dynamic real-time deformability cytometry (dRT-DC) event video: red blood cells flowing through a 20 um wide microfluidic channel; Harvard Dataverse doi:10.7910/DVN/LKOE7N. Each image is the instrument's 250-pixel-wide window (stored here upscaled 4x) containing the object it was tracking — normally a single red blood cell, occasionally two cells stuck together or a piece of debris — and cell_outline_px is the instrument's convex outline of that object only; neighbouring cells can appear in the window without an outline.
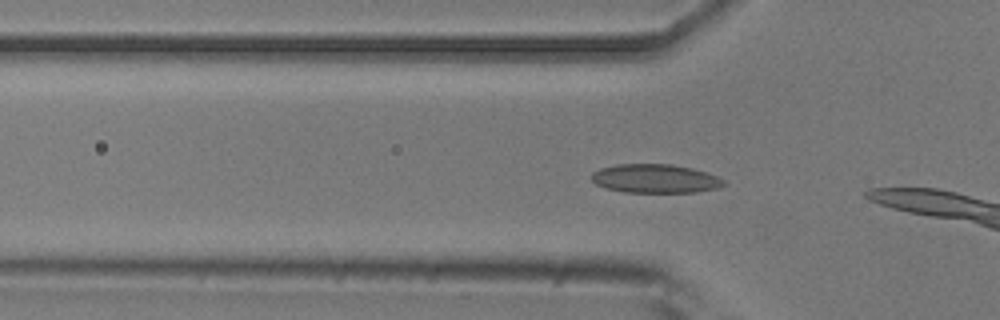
{"species": "common noctule bat (a hibernating species)", "species_latin": "Nyctalus noctula", "temperature_condition": "room temperature", "stored_images_in_passage": 6, "camera_frame_rate_fps": 3000, "um_per_image_px": 0.085, "animal": {"sex": "male", "body_mass_g": 20.5, "forearm_length_mm": 52.5}, "frame": {"image": 1, "passage_image": 4, "time_ms": 1.0, "image_size_px": [1000, 320], "cell_outline_px": [[728, 184], [716, 188], [696, 192], [624, 192], [608, 188], [596, 184], [592, 180], [592, 172], [600, 168], [616, 164], [672, 164], [692, 168], [716, 176], [724, 180]], "centroid_in_image_um": [55.69, 15.17], "position_along_channel_um": 70.1, "area_um2": 22.08}}